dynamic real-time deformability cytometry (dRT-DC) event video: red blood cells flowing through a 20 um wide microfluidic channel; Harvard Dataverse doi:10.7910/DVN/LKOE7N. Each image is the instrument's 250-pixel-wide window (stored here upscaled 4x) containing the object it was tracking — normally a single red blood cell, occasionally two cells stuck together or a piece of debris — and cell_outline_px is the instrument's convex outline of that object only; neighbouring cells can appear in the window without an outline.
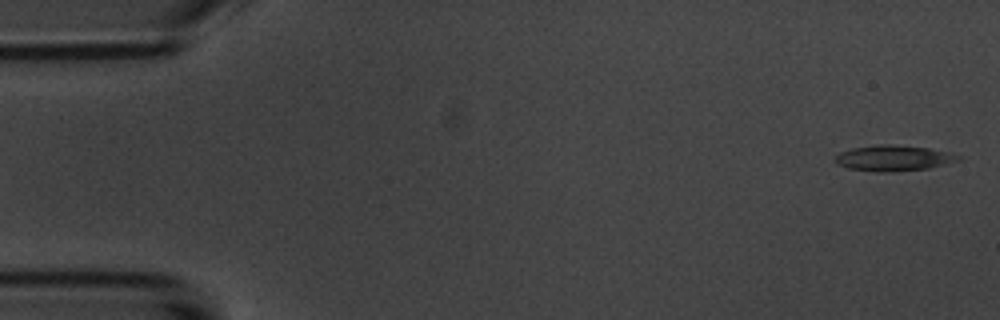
{"species": "common noctule bat (a hibernating species)", "species_latin": "Nyctalus noctula", "temperature_condition": "room temperature", "stored_images_in_passage": 5, "camera_frame_rate_fps": 3000, "um_per_image_px": 0.085, "animal": {"sex": "male", "body_mass_g": 20.1, "forearm_length_mm": 53.5}, "frame": {"image": 1, "passage_image": 1, "time_ms": 0.0, "image_size_px": [1000, 320], "cell_outline_px": [[964, 156], [960, 160], [928, 168], [884, 172], [880, 172], [848, 168], [836, 164], [832, 160], [840, 152], [852, 148], [880, 144], [892, 144], [928, 148], [948, 152]], "centroid_in_image_um": [75.93, 13.43], "position_along_channel_um": 9.1, "area_um2": 18.38}}
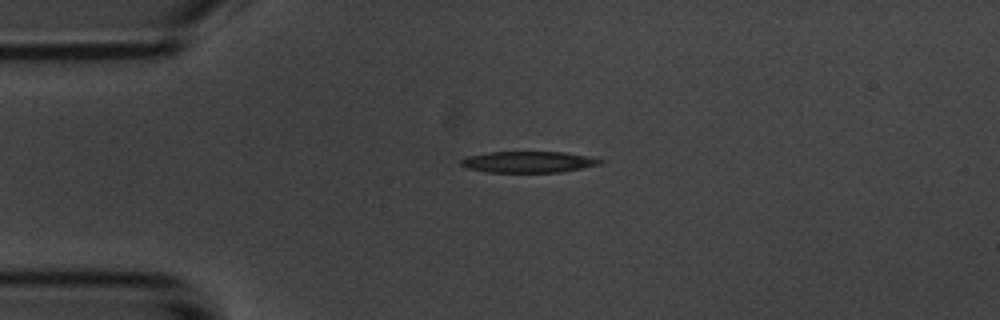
{"frame": {"image": 2, "passage_image": 4, "time_ms": 3.667, "image_size_px": [1000, 320], "cell_outline_px": [[604, 160], [600, 164], [560, 172], [488, 172], [468, 168], [460, 164], [460, 160], [468, 156], [488, 152], [564, 152]], "centroid_in_image_um": [44.87, 13.76], "position_along_channel_um": 40.1, "area_um2": 16.94}}